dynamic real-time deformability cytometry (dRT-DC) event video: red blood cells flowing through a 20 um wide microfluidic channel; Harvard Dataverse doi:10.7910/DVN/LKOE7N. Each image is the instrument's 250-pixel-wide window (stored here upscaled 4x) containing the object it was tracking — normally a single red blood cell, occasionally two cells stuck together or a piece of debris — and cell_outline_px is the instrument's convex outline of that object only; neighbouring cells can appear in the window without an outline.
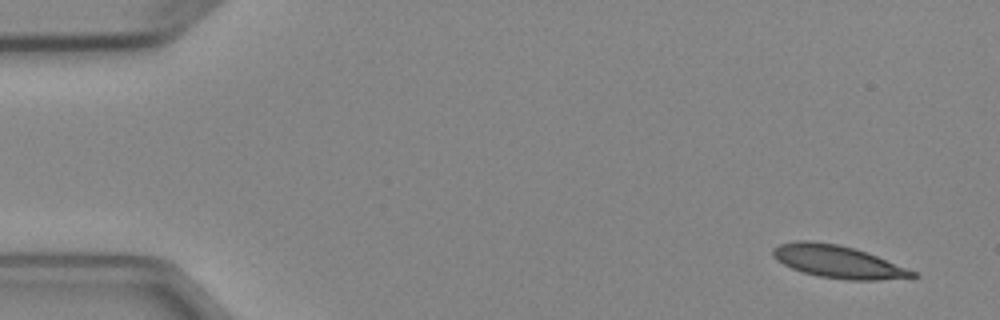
{"species": "Egyptian fruit bat (a non-hibernating species)", "species_latin": "Rousettus aegyptiacus", "temperature_condition": "cold", "stored_images_in_passage": 6, "camera_frame_rate_fps": 3000, "um_per_image_px": 0.085, "animal": {"sex": "female"}, "frame": {"image": 1, "passage_image": 1, "time_ms": 0.0, "image_size_px": [1000, 320], "cell_outline_px": [[920, 276], [912, 280], [848, 280], [820, 276], [804, 272], [792, 268], [776, 260], [772, 256], [772, 248], [780, 244], [796, 240], [808, 240], [836, 244], [852, 248], [876, 256], [916, 272]], "centroid_in_image_um": [71.27, 22.26], "position_along_channel_um": 13.7, "area_um2": 26.53}}
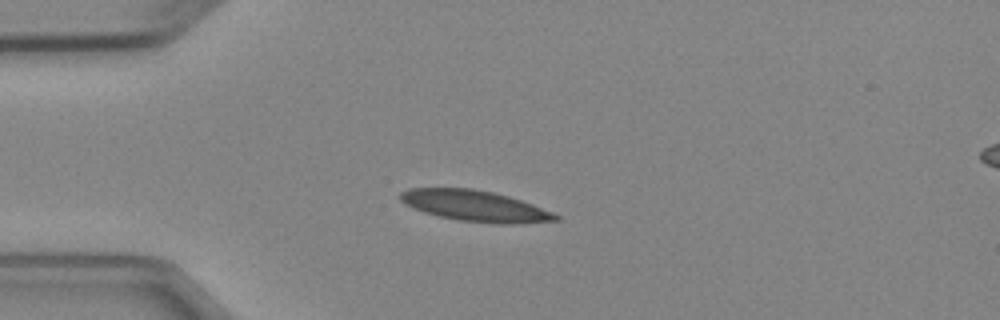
{"frame": {"image": 2, "passage_image": 4, "time_ms": 3.333, "image_size_px": [1000, 320], "cell_outline_px": [[560, 220], [516, 224], [496, 224], [460, 220], [440, 216], [424, 212], [412, 208], [404, 204], [400, 200], [400, 192], [408, 188], [472, 188], [492, 192], [508, 196], [532, 204], [552, 212], [560, 216]], "centroid_in_image_um": [40.37, 17.5], "position_along_channel_um": 44.6, "area_um2": 27.98}}
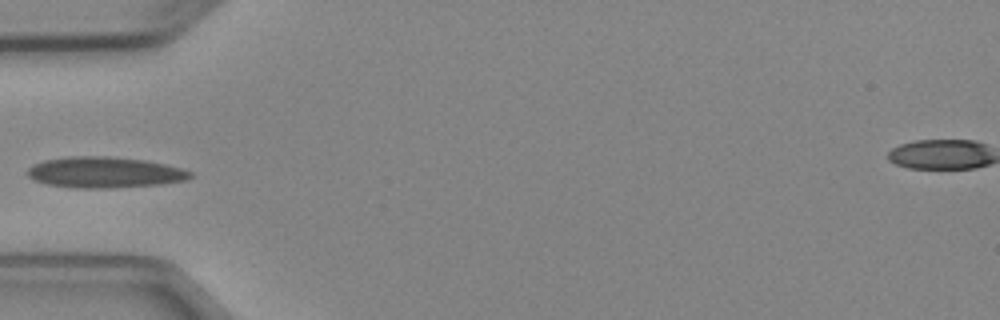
{"frame": {"image": 3, "passage_image": 5, "time_ms": 4.667, "image_size_px": [1000, 320], "cell_outline_px": [[192, 176], [184, 180], [160, 184], [116, 188], [76, 188], [48, 184], [36, 180], [28, 176], [28, 168], [32, 164], [44, 160], [68, 156], [108, 156], [144, 160], [164, 164], [180, 168], [192, 172]], "centroid_in_image_um": [8.87, 14.65], "position_along_channel_um": 76.1, "area_um2": 29.25}}